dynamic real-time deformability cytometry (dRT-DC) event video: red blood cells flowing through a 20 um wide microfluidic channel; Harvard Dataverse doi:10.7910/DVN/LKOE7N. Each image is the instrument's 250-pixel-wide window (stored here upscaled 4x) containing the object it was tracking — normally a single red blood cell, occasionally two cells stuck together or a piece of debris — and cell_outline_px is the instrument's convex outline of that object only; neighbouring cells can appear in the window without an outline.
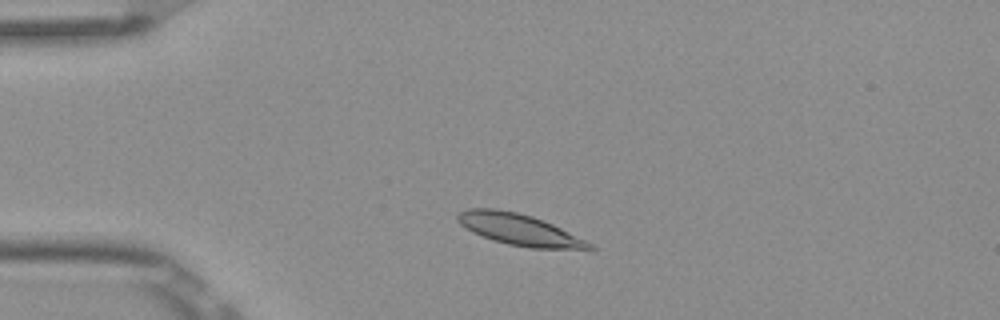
{"species": "Egyptian fruit bat (a non-hibernating species)", "species_latin": "Rousettus aegyptiacus", "temperature_condition": "room temperature", "stored_images_in_passage": 3, "camera_frame_rate_fps": 3000, "um_per_image_px": 0.085, "frame": {"image": 1, "passage_image": 2, "time_ms": 0.333, "image_size_px": [1000, 320], "cell_outline_px": [[596, 248], [532, 248], [508, 244], [492, 240], [472, 232], [460, 224], [456, 220], [456, 216], [460, 212], [468, 208], [496, 208], [516, 212], [532, 216], [552, 224], [592, 244]], "centroid_in_image_um": [44.03, 19.49], "position_along_channel_um": 41.0, "area_um2": 23.58}}